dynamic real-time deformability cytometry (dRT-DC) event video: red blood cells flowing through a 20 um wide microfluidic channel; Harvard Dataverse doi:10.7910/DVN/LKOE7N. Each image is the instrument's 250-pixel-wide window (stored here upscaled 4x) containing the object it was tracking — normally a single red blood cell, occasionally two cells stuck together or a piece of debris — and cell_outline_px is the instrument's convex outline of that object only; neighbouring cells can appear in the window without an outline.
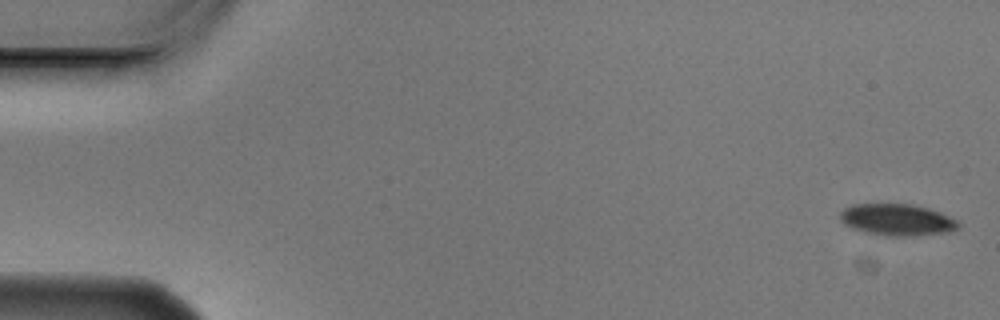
{"species": "Egyptian fruit bat (a non-hibernating species)", "species_latin": "Rousettus aegyptiacus", "temperature_condition": "cold", "stored_images_in_passage": 5, "camera_frame_rate_fps": 3000, "um_per_image_px": 0.085, "animal": {"sex": "male"}, "frame": {"image": 1, "passage_image": 1, "time_ms": 0.0, "image_size_px": [1000, 320], "cell_outline_px": [[960, 228], [948, 232], [908, 236], [888, 236], [864, 232], [852, 228], [844, 224], [840, 220], [840, 212], [844, 208], [852, 204], [912, 204], [928, 208], [940, 212], [960, 220]], "centroid_in_image_um": [76.27, 18.68], "position_along_channel_um": 8.7, "area_um2": 22.02}}
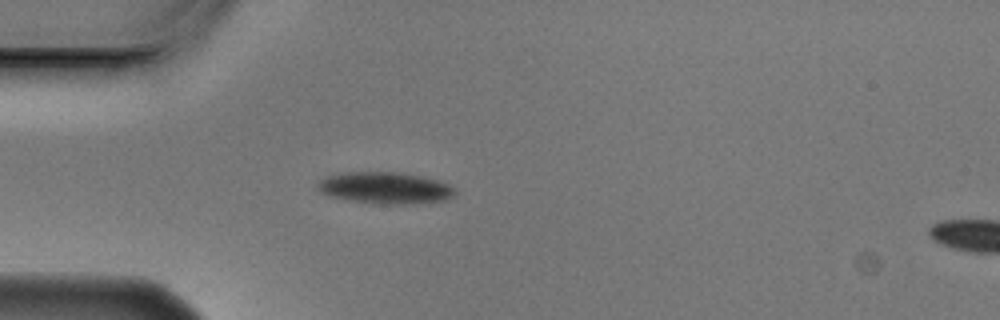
{"frame": {"image": 2, "passage_image": 5, "time_ms": 1.333, "image_size_px": [1000, 320], "cell_outline_px": [[456, 192], [452, 196], [444, 200], [408, 204], [384, 204], [352, 200], [328, 196], [320, 192], [316, 188], [316, 184], [320, 180], [328, 176], [344, 172], [400, 172], [440, 180], [456, 188]], "centroid_in_image_um": [32.73, 15.96], "position_along_channel_um": 52.3, "area_um2": 25.32}}